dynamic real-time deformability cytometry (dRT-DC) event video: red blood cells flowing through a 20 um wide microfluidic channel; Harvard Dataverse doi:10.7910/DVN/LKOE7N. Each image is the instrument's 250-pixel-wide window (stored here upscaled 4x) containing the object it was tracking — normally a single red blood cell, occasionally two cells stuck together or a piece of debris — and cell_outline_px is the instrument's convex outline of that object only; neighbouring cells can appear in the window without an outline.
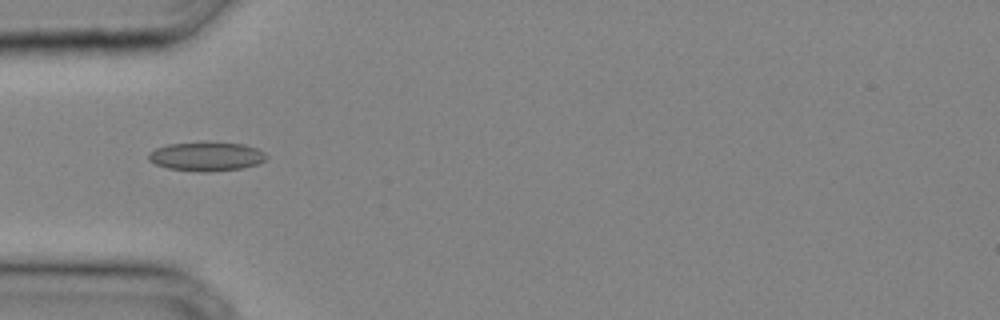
{"species": "common noctule bat (a hibernating species)", "species_latin": "Nyctalus noctula", "temperature_condition": "cold", "stored_images_in_passage": 28, "camera_frame_rate_fps": 3000, "um_per_image_px": 0.085, "animal": {"sex": "male", "body_mass_g": 20.4}, "frame": {"image": 1, "passage_image": 5, "time_ms": 1.333, "image_size_px": [1000, 320], "cell_outline_px": [[268, 156], [264, 160], [256, 164], [244, 168], [208, 172], [200, 172], [168, 168], [156, 164], [148, 160], [148, 152], [156, 148], [168, 144], [244, 144], [256, 148], [264, 152]], "centroid_in_image_um": [17.54, 13.33], "position_along_channel_um": 67.5, "area_um2": 19.36}}
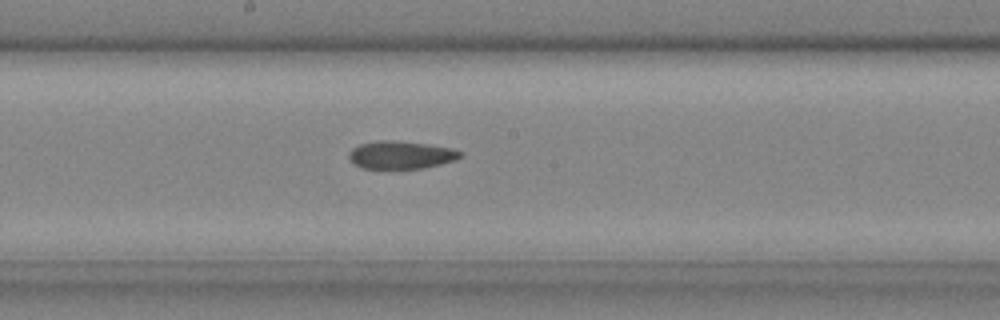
{"frame": {"image": 2, "passage_image": 13, "time_ms": 4.0, "image_size_px": [1000, 320], "cell_outline_px": [[464, 156], [456, 160], [424, 168], [364, 168], [356, 164], [348, 156], [348, 152], [352, 148], [360, 144], [380, 140], [392, 140], [424, 144], [452, 148], [464, 152]], "centroid_in_image_um": [34.12, 13.16], "position_along_channel_um": 214.1, "area_um2": 17.92}}
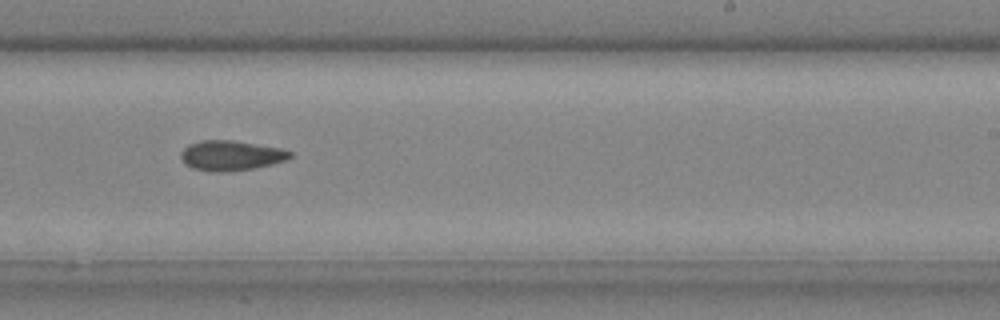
{"frame": {"image": 3, "passage_image": 16, "time_ms": 5.0, "image_size_px": [1000, 320], "cell_outline_px": [[292, 156], [288, 160], [256, 168], [220, 172], [192, 168], [184, 164], [180, 156], [180, 152], [188, 144], [200, 140], [232, 140], [280, 148], [292, 152]], "centroid_in_image_um": [19.62, 13.21], "position_along_channel_um": 269.4, "area_um2": 19.13}}